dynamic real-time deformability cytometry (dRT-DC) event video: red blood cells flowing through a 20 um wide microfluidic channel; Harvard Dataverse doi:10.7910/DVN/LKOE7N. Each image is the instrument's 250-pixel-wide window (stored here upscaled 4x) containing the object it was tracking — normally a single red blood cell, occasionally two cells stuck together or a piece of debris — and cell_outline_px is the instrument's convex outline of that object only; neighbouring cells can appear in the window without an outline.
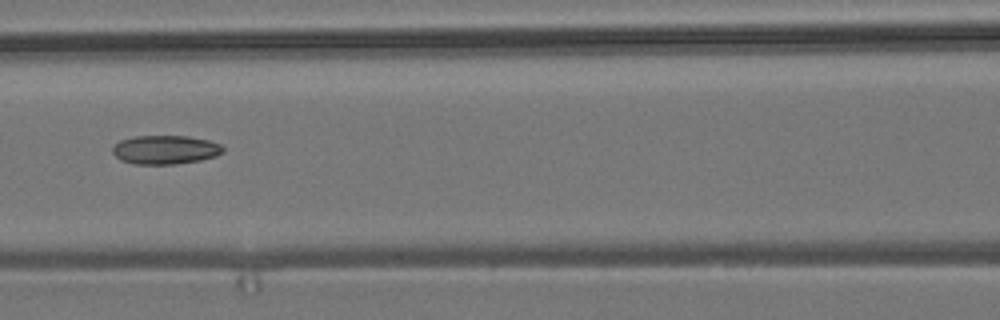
{"species": "common noctule bat (a hibernating species)", "species_latin": "Nyctalus noctula", "temperature_condition": "room temperature", "stored_images_in_passage": 7, "camera_frame_rate_fps": 3000, "um_per_image_px": 0.085, "animal": {"sex": "male", "body_mass_g": 19.2, "forearm_length_mm": 51.8}, "frame": {"image": 1, "passage_image": 7, "time_ms": 2.0, "image_size_px": [1000, 320], "cell_outline_px": [[224, 152], [216, 156], [200, 160], [176, 164], [136, 164], [120, 160], [112, 152], [112, 148], [120, 140], [132, 136], [188, 136], [208, 140], [220, 144], [224, 148]], "centroid_in_image_um": [14.05, 12.72], "position_along_channel_um": 152.5, "area_um2": 18.61}}